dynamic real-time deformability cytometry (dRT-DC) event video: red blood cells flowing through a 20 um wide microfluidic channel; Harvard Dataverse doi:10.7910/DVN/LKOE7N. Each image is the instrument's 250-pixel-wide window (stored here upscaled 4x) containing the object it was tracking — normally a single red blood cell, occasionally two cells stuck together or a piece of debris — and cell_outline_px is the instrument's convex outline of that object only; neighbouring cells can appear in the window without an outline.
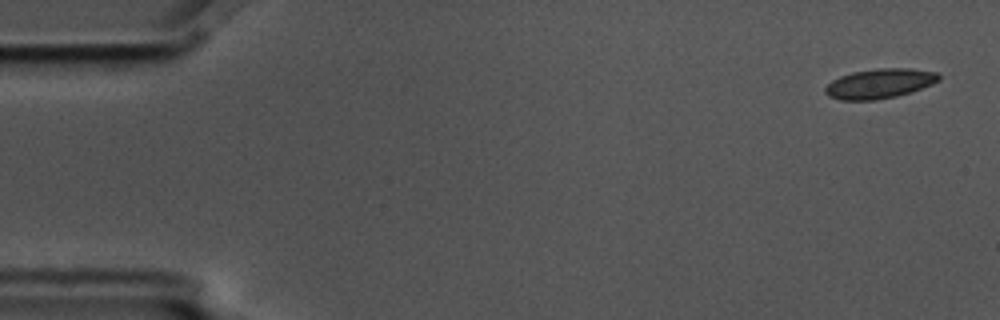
{"species": "common noctule bat (a hibernating species)", "species_latin": "Nyctalus noctula", "temperature_condition": "cold", "stored_images_in_passage": 4, "camera_frame_rate_fps": 3000, "um_per_image_px": 0.085, "animal": {"sex": "male", "body_mass_g": 17.5, "forearm_length_mm": 52.3}, "frame": {"image": 1, "passage_image": 1, "time_ms": 0.0, "image_size_px": [1000, 320], "cell_outline_px": [[940, 80], [932, 84], [912, 92], [896, 96], [876, 100], [840, 100], [828, 96], [824, 92], [824, 88], [832, 80], [840, 76], [852, 72], [880, 68], [912, 68], [936, 72], [940, 76]], "centroid_in_image_um": [74.76, 7.1], "position_along_channel_um": 10.2, "area_um2": 19.77}}